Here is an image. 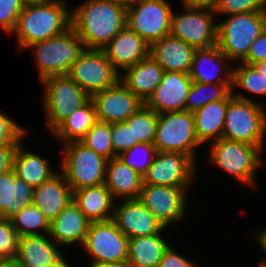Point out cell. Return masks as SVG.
<instances>
[{
	"label": "cell",
	"instance_id": "1",
	"mask_svg": "<svg viewBox=\"0 0 266 267\" xmlns=\"http://www.w3.org/2000/svg\"><path fill=\"white\" fill-rule=\"evenodd\" d=\"M126 20L127 9L113 0H86L71 12V26L86 49L101 50Z\"/></svg>",
	"mask_w": 266,
	"mask_h": 267
},
{
	"label": "cell",
	"instance_id": "2",
	"mask_svg": "<svg viewBox=\"0 0 266 267\" xmlns=\"http://www.w3.org/2000/svg\"><path fill=\"white\" fill-rule=\"evenodd\" d=\"M71 27V13L64 0L25 5L11 32L17 34L18 49L48 40Z\"/></svg>",
	"mask_w": 266,
	"mask_h": 267
},
{
	"label": "cell",
	"instance_id": "3",
	"mask_svg": "<svg viewBox=\"0 0 266 267\" xmlns=\"http://www.w3.org/2000/svg\"><path fill=\"white\" fill-rule=\"evenodd\" d=\"M256 102L243 94H228L222 138L255 145L263 150L266 113Z\"/></svg>",
	"mask_w": 266,
	"mask_h": 267
},
{
	"label": "cell",
	"instance_id": "4",
	"mask_svg": "<svg viewBox=\"0 0 266 267\" xmlns=\"http://www.w3.org/2000/svg\"><path fill=\"white\" fill-rule=\"evenodd\" d=\"M265 28L263 11L230 15L225 21L217 23V45L229 61L238 59L242 62Z\"/></svg>",
	"mask_w": 266,
	"mask_h": 267
},
{
	"label": "cell",
	"instance_id": "5",
	"mask_svg": "<svg viewBox=\"0 0 266 267\" xmlns=\"http://www.w3.org/2000/svg\"><path fill=\"white\" fill-rule=\"evenodd\" d=\"M26 48L35 50L41 81L51 76L68 74L72 64L86 49L72 26L57 36L30 44Z\"/></svg>",
	"mask_w": 266,
	"mask_h": 267
},
{
	"label": "cell",
	"instance_id": "6",
	"mask_svg": "<svg viewBox=\"0 0 266 267\" xmlns=\"http://www.w3.org/2000/svg\"><path fill=\"white\" fill-rule=\"evenodd\" d=\"M42 83L45 85L42 102L50 132L91 99L67 74L45 78Z\"/></svg>",
	"mask_w": 266,
	"mask_h": 267
},
{
	"label": "cell",
	"instance_id": "7",
	"mask_svg": "<svg viewBox=\"0 0 266 267\" xmlns=\"http://www.w3.org/2000/svg\"><path fill=\"white\" fill-rule=\"evenodd\" d=\"M153 144L156 151L184 153L195 161V148L202 144L196 136L193 113L169 111L158 114Z\"/></svg>",
	"mask_w": 266,
	"mask_h": 267
},
{
	"label": "cell",
	"instance_id": "8",
	"mask_svg": "<svg viewBox=\"0 0 266 267\" xmlns=\"http://www.w3.org/2000/svg\"><path fill=\"white\" fill-rule=\"evenodd\" d=\"M62 174L74 190L105 184L108 160L80 142L65 144Z\"/></svg>",
	"mask_w": 266,
	"mask_h": 267
},
{
	"label": "cell",
	"instance_id": "9",
	"mask_svg": "<svg viewBox=\"0 0 266 267\" xmlns=\"http://www.w3.org/2000/svg\"><path fill=\"white\" fill-rule=\"evenodd\" d=\"M210 159L243 184L255 185V171L262 164L259 147L244 142L219 139L212 141Z\"/></svg>",
	"mask_w": 266,
	"mask_h": 267
},
{
	"label": "cell",
	"instance_id": "10",
	"mask_svg": "<svg viewBox=\"0 0 266 267\" xmlns=\"http://www.w3.org/2000/svg\"><path fill=\"white\" fill-rule=\"evenodd\" d=\"M183 8L185 13H172L170 35L196 49L217 45V24L213 23L214 8L207 6Z\"/></svg>",
	"mask_w": 266,
	"mask_h": 267
},
{
	"label": "cell",
	"instance_id": "11",
	"mask_svg": "<svg viewBox=\"0 0 266 267\" xmlns=\"http://www.w3.org/2000/svg\"><path fill=\"white\" fill-rule=\"evenodd\" d=\"M67 75L90 97L115 85L120 77L105 53L98 49H85Z\"/></svg>",
	"mask_w": 266,
	"mask_h": 267
},
{
	"label": "cell",
	"instance_id": "12",
	"mask_svg": "<svg viewBox=\"0 0 266 267\" xmlns=\"http://www.w3.org/2000/svg\"><path fill=\"white\" fill-rule=\"evenodd\" d=\"M172 13L165 0H144L127 8L126 26L151 46L170 34Z\"/></svg>",
	"mask_w": 266,
	"mask_h": 267
},
{
	"label": "cell",
	"instance_id": "13",
	"mask_svg": "<svg viewBox=\"0 0 266 267\" xmlns=\"http://www.w3.org/2000/svg\"><path fill=\"white\" fill-rule=\"evenodd\" d=\"M128 243V237L111 219L91 222L82 247L92 256L89 266L92 267L98 263L127 260Z\"/></svg>",
	"mask_w": 266,
	"mask_h": 267
},
{
	"label": "cell",
	"instance_id": "14",
	"mask_svg": "<svg viewBox=\"0 0 266 267\" xmlns=\"http://www.w3.org/2000/svg\"><path fill=\"white\" fill-rule=\"evenodd\" d=\"M194 162L184 153L157 151L143 175V184L189 187L196 173Z\"/></svg>",
	"mask_w": 266,
	"mask_h": 267
},
{
	"label": "cell",
	"instance_id": "15",
	"mask_svg": "<svg viewBox=\"0 0 266 267\" xmlns=\"http://www.w3.org/2000/svg\"><path fill=\"white\" fill-rule=\"evenodd\" d=\"M186 188L143 184L138 199L166 228L185 215Z\"/></svg>",
	"mask_w": 266,
	"mask_h": 267
},
{
	"label": "cell",
	"instance_id": "16",
	"mask_svg": "<svg viewBox=\"0 0 266 267\" xmlns=\"http://www.w3.org/2000/svg\"><path fill=\"white\" fill-rule=\"evenodd\" d=\"M97 120L110 124L126 121L144 102L120 81L91 96Z\"/></svg>",
	"mask_w": 266,
	"mask_h": 267
},
{
	"label": "cell",
	"instance_id": "17",
	"mask_svg": "<svg viewBox=\"0 0 266 267\" xmlns=\"http://www.w3.org/2000/svg\"><path fill=\"white\" fill-rule=\"evenodd\" d=\"M192 82L189 74L165 71L160 84L144 104L158 114L169 111H185Z\"/></svg>",
	"mask_w": 266,
	"mask_h": 267
},
{
	"label": "cell",
	"instance_id": "18",
	"mask_svg": "<svg viewBox=\"0 0 266 267\" xmlns=\"http://www.w3.org/2000/svg\"><path fill=\"white\" fill-rule=\"evenodd\" d=\"M113 210L112 220L128 239L159 234L165 229L139 199L124 200Z\"/></svg>",
	"mask_w": 266,
	"mask_h": 267
},
{
	"label": "cell",
	"instance_id": "19",
	"mask_svg": "<svg viewBox=\"0 0 266 267\" xmlns=\"http://www.w3.org/2000/svg\"><path fill=\"white\" fill-rule=\"evenodd\" d=\"M101 50L118 72L119 69L134 66L150 55V45L127 26Z\"/></svg>",
	"mask_w": 266,
	"mask_h": 267
},
{
	"label": "cell",
	"instance_id": "20",
	"mask_svg": "<svg viewBox=\"0 0 266 267\" xmlns=\"http://www.w3.org/2000/svg\"><path fill=\"white\" fill-rule=\"evenodd\" d=\"M226 60L228 61L229 59L221 52L218 45L196 49L189 76L193 82L197 83L233 84V69L229 70L230 68L227 67L225 72L223 71L224 68H222ZM209 68H211V70H209Z\"/></svg>",
	"mask_w": 266,
	"mask_h": 267
},
{
	"label": "cell",
	"instance_id": "21",
	"mask_svg": "<svg viewBox=\"0 0 266 267\" xmlns=\"http://www.w3.org/2000/svg\"><path fill=\"white\" fill-rule=\"evenodd\" d=\"M91 221L84 215L72 200L57 216L50 222L48 237L59 245H73L79 242L83 245Z\"/></svg>",
	"mask_w": 266,
	"mask_h": 267
},
{
	"label": "cell",
	"instance_id": "22",
	"mask_svg": "<svg viewBox=\"0 0 266 267\" xmlns=\"http://www.w3.org/2000/svg\"><path fill=\"white\" fill-rule=\"evenodd\" d=\"M196 48L170 34L150 46V56L165 70L189 74Z\"/></svg>",
	"mask_w": 266,
	"mask_h": 267
},
{
	"label": "cell",
	"instance_id": "23",
	"mask_svg": "<svg viewBox=\"0 0 266 267\" xmlns=\"http://www.w3.org/2000/svg\"><path fill=\"white\" fill-rule=\"evenodd\" d=\"M32 196L33 204L51 222L72 201L73 192L63 174L56 173L34 188Z\"/></svg>",
	"mask_w": 266,
	"mask_h": 267
},
{
	"label": "cell",
	"instance_id": "24",
	"mask_svg": "<svg viewBox=\"0 0 266 267\" xmlns=\"http://www.w3.org/2000/svg\"><path fill=\"white\" fill-rule=\"evenodd\" d=\"M56 243L48 240L44 234L25 235L18 239L15 259L22 267H51L61 258Z\"/></svg>",
	"mask_w": 266,
	"mask_h": 267
},
{
	"label": "cell",
	"instance_id": "25",
	"mask_svg": "<svg viewBox=\"0 0 266 267\" xmlns=\"http://www.w3.org/2000/svg\"><path fill=\"white\" fill-rule=\"evenodd\" d=\"M119 81L145 102L160 84L165 70L149 55L134 66L124 69Z\"/></svg>",
	"mask_w": 266,
	"mask_h": 267
},
{
	"label": "cell",
	"instance_id": "26",
	"mask_svg": "<svg viewBox=\"0 0 266 267\" xmlns=\"http://www.w3.org/2000/svg\"><path fill=\"white\" fill-rule=\"evenodd\" d=\"M105 185L114 197L138 199L143 186V176L128 167L119 157L108 160Z\"/></svg>",
	"mask_w": 266,
	"mask_h": 267
},
{
	"label": "cell",
	"instance_id": "27",
	"mask_svg": "<svg viewBox=\"0 0 266 267\" xmlns=\"http://www.w3.org/2000/svg\"><path fill=\"white\" fill-rule=\"evenodd\" d=\"M113 199L110 190L102 184L74 190L72 200L91 222H98L113 218Z\"/></svg>",
	"mask_w": 266,
	"mask_h": 267
},
{
	"label": "cell",
	"instance_id": "28",
	"mask_svg": "<svg viewBox=\"0 0 266 267\" xmlns=\"http://www.w3.org/2000/svg\"><path fill=\"white\" fill-rule=\"evenodd\" d=\"M33 189L13 169L0 174V218L9 219L33 204Z\"/></svg>",
	"mask_w": 266,
	"mask_h": 267
},
{
	"label": "cell",
	"instance_id": "29",
	"mask_svg": "<svg viewBox=\"0 0 266 267\" xmlns=\"http://www.w3.org/2000/svg\"><path fill=\"white\" fill-rule=\"evenodd\" d=\"M227 108L228 95L193 112L196 136L201 144L222 138Z\"/></svg>",
	"mask_w": 266,
	"mask_h": 267
},
{
	"label": "cell",
	"instance_id": "30",
	"mask_svg": "<svg viewBox=\"0 0 266 267\" xmlns=\"http://www.w3.org/2000/svg\"><path fill=\"white\" fill-rule=\"evenodd\" d=\"M21 144L22 142L17 147L12 169L16 177L22 179L34 189L49 180L56 172L53 169L51 170L48 160L31 151H26Z\"/></svg>",
	"mask_w": 266,
	"mask_h": 267
},
{
	"label": "cell",
	"instance_id": "31",
	"mask_svg": "<svg viewBox=\"0 0 266 267\" xmlns=\"http://www.w3.org/2000/svg\"><path fill=\"white\" fill-rule=\"evenodd\" d=\"M169 244L159 234L129 239L127 261L135 267H159Z\"/></svg>",
	"mask_w": 266,
	"mask_h": 267
},
{
	"label": "cell",
	"instance_id": "32",
	"mask_svg": "<svg viewBox=\"0 0 266 267\" xmlns=\"http://www.w3.org/2000/svg\"><path fill=\"white\" fill-rule=\"evenodd\" d=\"M97 121L95 107L90 99L64 120L52 134L64 141V144L79 142Z\"/></svg>",
	"mask_w": 266,
	"mask_h": 267
},
{
	"label": "cell",
	"instance_id": "33",
	"mask_svg": "<svg viewBox=\"0 0 266 267\" xmlns=\"http://www.w3.org/2000/svg\"><path fill=\"white\" fill-rule=\"evenodd\" d=\"M233 90L232 84H203L192 82L185 104V111L193 113L208 103L223 100Z\"/></svg>",
	"mask_w": 266,
	"mask_h": 267
},
{
	"label": "cell",
	"instance_id": "34",
	"mask_svg": "<svg viewBox=\"0 0 266 267\" xmlns=\"http://www.w3.org/2000/svg\"><path fill=\"white\" fill-rule=\"evenodd\" d=\"M125 122L131 127L132 142L153 144L158 123V113L144 104Z\"/></svg>",
	"mask_w": 266,
	"mask_h": 267
},
{
	"label": "cell",
	"instance_id": "35",
	"mask_svg": "<svg viewBox=\"0 0 266 267\" xmlns=\"http://www.w3.org/2000/svg\"><path fill=\"white\" fill-rule=\"evenodd\" d=\"M9 219L19 237L25 235H41V233L35 231L37 229L42 230L47 235L49 233V220L34 204L26 206Z\"/></svg>",
	"mask_w": 266,
	"mask_h": 267
},
{
	"label": "cell",
	"instance_id": "36",
	"mask_svg": "<svg viewBox=\"0 0 266 267\" xmlns=\"http://www.w3.org/2000/svg\"><path fill=\"white\" fill-rule=\"evenodd\" d=\"M79 142L107 160L118 157L113 148L110 123L97 121Z\"/></svg>",
	"mask_w": 266,
	"mask_h": 267
},
{
	"label": "cell",
	"instance_id": "37",
	"mask_svg": "<svg viewBox=\"0 0 266 267\" xmlns=\"http://www.w3.org/2000/svg\"><path fill=\"white\" fill-rule=\"evenodd\" d=\"M239 86L256 95H266V77L254 65L242 64L233 68L232 87Z\"/></svg>",
	"mask_w": 266,
	"mask_h": 267
},
{
	"label": "cell",
	"instance_id": "38",
	"mask_svg": "<svg viewBox=\"0 0 266 267\" xmlns=\"http://www.w3.org/2000/svg\"><path fill=\"white\" fill-rule=\"evenodd\" d=\"M156 152L154 144L139 143L122 152L118 157L128 167L134 169L143 176L151 166Z\"/></svg>",
	"mask_w": 266,
	"mask_h": 267
},
{
	"label": "cell",
	"instance_id": "39",
	"mask_svg": "<svg viewBox=\"0 0 266 267\" xmlns=\"http://www.w3.org/2000/svg\"><path fill=\"white\" fill-rule=\"evenodd\" d=\"M263 0H216L213 8L215 14H241L263 11Z\"/></svg>",
	"mask_w": 266,
	"mask_h": 267
},
{
	"label": "cell",
	"instance_id": "40",
	"mask_svg": "<svg viewBox=\"0 0 266 267\" xmlns=\"http://www.w3.org/2000/svg\"><path fill=\"white\" fill-rule=\"evenodd\" d=\"M19 235L10 219L0 218V259H13L17 253Z\"/></svg>",
	"mask_w": 266,
	"mask_h": 267
},
{
	"label": "cell",
	"instance_id": "41",
	"mask_svg": "<svg viewBox=\"0 0 266 267\" xmlns=\"http://www.w3.org/2000/svg\"><path fill=\"white\" fill-rule=\"evenodd\" d=\"M24 6L22 0H0V28L11 34Z\"/></svg>",
	"mask_w": 266,
	"mask_h": 267
},
{
	"label": "cell",
	"instance_id": "42",
	"mask_svg": "<svg viewBox=\"0 0 266 267\" xmlns=\"http://www.w3.org/2000/svg\"><path fill=\"white\" fill-rule=\"evenodd\" d=\"M111 129L113 148L117 156L139 144L138 142H132L131 127L125 121L111 124Z\"/></svg>",
	"mask_w": 266,
	"mask_h": 267
},
{
	"label": "cell",
	"instance_id": "43",
	"mask_svg": "<svg viewBox=\"0 0 266 267\" xmlns=\"http://www.w3.org/2000/svg\"><path fill=\"white\" fill-rule=\"evenodd\" d=\"M26 130L13 122L8 116L0 113V146L6 144H19L22 142Z\"/></svg>",
	"mask_w": 266,
	"mask_h": 267
},
{
	"label": "cell",
	"instance_id": "44",
	"mask_svg": "<svg viewBox=\"0 0 266 267\" xmlns=\"http://www.w3.org/2000/svg\"><path fill=\"white\" fill-rule=\"evenodd\" d=\"M266 60V28L252 43L247 57L242 61L244 64L253 65Z\"/></svg>",
	"mask_w": 266,
	"mask_h": 267
},
{
	"label": "cell",
	"instance_id": "45",
	"mask_svg": "<svg viewBox=\"0 0 266 267\" xmlns=\"http://www.w3.org/2000/svg\"><path fill=\"white\" fill-rule=\"evenodd\" d=\"M159 267H196V265L169 246L160 260Z\"/></svg>",
	"mask_w": 266,
	"mask_h": 267
},
{
	"label": "cell",
	"instance_id": "46",
	"mask_svg": "<svg viewBox=\"0 0 266 267\" xmlns=\"http://www.w3.org/2000/svg\"><path fill=\"white\" fill-rule=\"evenodd\" d=\"M19 144L0 146V174L12 169L13 159Z\"/></svg>",
	"mask_w": 266,
	"mask_h": 267
},
{
	"label": "cell",
	"instance_id": "47",
	"mask_svg": "<svg viewBox=\"0 0 266 267\" xmlns=\"http://www.w3.org/2000/svg\"><path fill=\"white\" fill-rule=\"evenodd\" d=\"M183 6H207L213 7L216 0H181Z\"/></svg>",
	"mask_w": 266,
	"mask_h": 267
},
{
	"label": "cell",
	"instance_id": "48",
	"mask_svg": "<svg viewBox=\"0 0 266 267\" xmlns=\"http://www.w3.org/2000/svg\"><path fill=\"white\" fill-rule=\"evenodd\" d=\"M131 264L127 261H110L94 264L92 267H129Z\"/></svg>",
	"mask_w": 266,
	"mask_h": 267
},
{
	"label": "cell",
	"instance_id": "49",
	"mask_svg": "<svg viewBox=\"0 0 266 267\" xmlns=\"http://www.w3.org/2000/svg\"><path fill=\"white\" fill-rule=\"evenodd\" d=\"M256 237L258 238V244L260 243L259 245L262 247L261 249H263L266 253V229L258 232ZM263 262H266V258L263 260Z\"/></svg>",
	"mask_w": 266,
	"mask_h": 267
},
{
	"label": "cell",
	"instance_id": "50",
	"mask_svg": "<svg viewBox=\"0 0 266 267\" xmlns=\"http://www.w3.org/2000/svg\"><path fill=\"white\" fill-rule=\"evenodd\" d=\"M0 267H22L15 259H0Z\"/></svg>",
	"mask_w": 266,
	"mask_h": 267
},
{
	"label": "cell",
	"instance_id": "51",
	"mask_svg": "<svg viewBox=\"0 0 266 267\" xmlns=\"http://www.w3.org/2000/svg\"><path fill=\"white\" fill-rule=\"evenodd\" d=\"M113 1L121 6H124L127 9L135 4L143 2L144 0H113Z\"/></svg>",
	"mask_w": 266,
	"mask_h": 267
},
{
	"label": "cell",
	"instance_id": "52",
	"mask_svg": "<svg viewBox=\"0 0 266 267\" xmlns=\"http://www.w3.org/2000/svg\"><path fill=\"white\" fill-rule=\"evenodd\" d=\"M260 74L266 77V60L253 64Z\"/></svg>",
	"mask_w": 266,
	"mask_h": 267
},
{
	"label": "cell",
	"instance_id": "53",
	"mask_svg": "<svg viewBox=\"0 0 266 267\" xmlns=\"http://www.w3.org/2000/svg\"><path fill=\"white\" fill-rule=\"evenodd\" d=\"M51 0H22V2L25 5H31V4H44L47 2H50Z\"/></svg>",
	"mask_w": 266,
	"mask_h": 267
},
{
	"label": "cell",
	"instance_id": "54",
	"mask_svg": "<svg viewBox=\"0 0 266 267\" xmlns=\"http://www.w3.org/2000/svg\"><path fill=\"white\" fill-rule=\"evenodd\" d=\"M51 267H70L65 258H61L54 266Z\"/></svg>",
	"mask_w": 266,
	"mask_h": 267
},
{
	"label": "cell",
	"instance_id": "55",
	"mask_svg": "<svg viewBox=\"0 0 266 267\" xmlns=\"http://www.w3.org/2000/svg\"><path fill=\"white\" fill-rule=\"evenodd\" d=\"M263 2H264V5H263V13L266 16V0H263Z\"/></svg>",
	"mask_w": 266,
	"mask_h": 267
},
{
	"label": "cell",
	"instance_id": "56",
	"mask_svg": "<svg viewBox=\"0 0 266 267\" xmlns=\"http://www.w3.org/2000/svg\"><path fill=\"white\" fill-rule=\"evenodd\" d=\"M257 267H266V262H260L258 263Z\"/></svg>",
	"mask_w": 266,
	"mask_h": 267
}]
</instances>
